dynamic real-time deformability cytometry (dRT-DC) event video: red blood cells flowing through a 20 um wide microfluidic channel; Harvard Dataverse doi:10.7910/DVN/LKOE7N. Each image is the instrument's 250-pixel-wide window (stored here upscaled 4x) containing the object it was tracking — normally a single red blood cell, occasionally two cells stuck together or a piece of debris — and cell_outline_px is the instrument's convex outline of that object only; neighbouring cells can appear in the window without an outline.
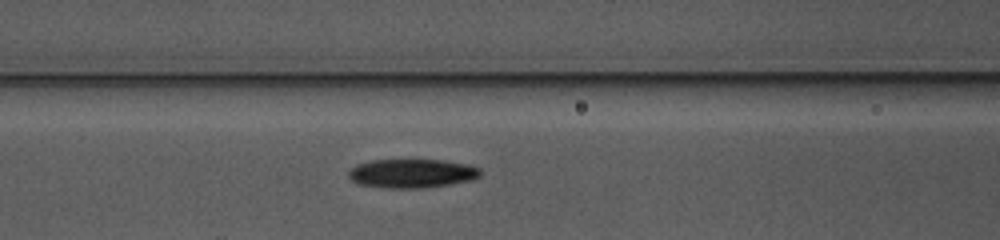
{"species": "common noctule bat (a hibernating species)", "species_latin": "Nyctalus noctula", "temperature_condition": "warm", "stored_images_in_passage": 44, "camera_frame_rate_fps": 3000, "um_per_image_px": 0.085, "animal": {"sex": "female", "body_mass_g": 10.0, "forearm_length_mm": 53.1}, "frame": {"image": 1, "passage_image": 13, "time_ms": 4.0, "image_size_px": [1000, 240], "cell_outline_px": [[480, 176], [472, 180], [448, 184], [420, 188], [384, 188], [360, 184], [352, 180], [348, 176], [348, 172], [356, 164], [372, 160], [444, 160], [468, 164], [480, 168]], "centroid_in_image_um": [35.01, 14.73], "position_along_channel_um": 131.6, "area_um2": 22.14}}
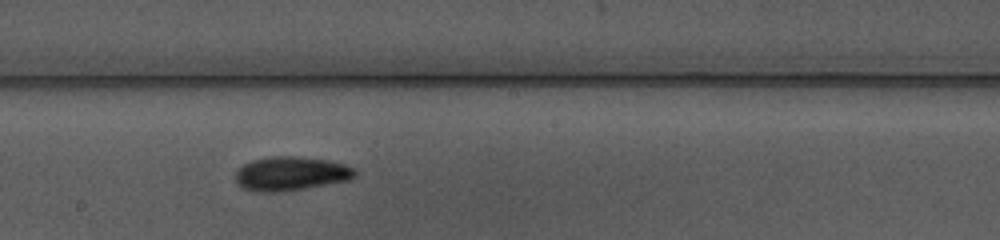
{"frame": {"image": 2, "passage_image": 20, "time_ms": 6.333, "image_size_px": [1000, 240], "cell_outline_px": [[356, 176], [348, 180], [304, 188], [276, 192], [256, 192], [240, 188], [236, 180], [236, 168], [252, 160], [272, 156], [296, 156], [328, 160], [344, 164], [356, 168]], "centroid_in_image_um": [24.69, 14.75], "position_along_channel_um": 223.5, "area_um2": 23.76}}
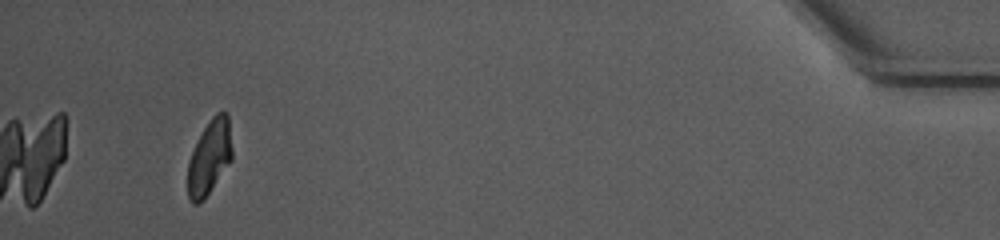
{"frame": {"image": 3, "passage_image": 41, "time_ms": 13.333, "image_size_px": [1000, 240], "cell_outline_px": [[232, 160], [204, 200], [200, 204], [192, 204], [188, 200], [188, 160], [204, 128], [212, 116], [216, 112], [228, 112], [232, 148]], "centroid_in_image_um": [17.81, 13.4], "position_along_channel_um": 417.4, "area_um2": 19.42}, "authors_computed_cell_mechanics": {"area_um2": 21.1837, "velocity_mm_per_s": 3.9347, "shape_relaxation_time_tau1_ms": 2.3992, "shape_relaxation_time_tau2_ms": 4.2039, "deformation_change_tau1": 0.1429, "deformation_change_tau2": 0.0851}}